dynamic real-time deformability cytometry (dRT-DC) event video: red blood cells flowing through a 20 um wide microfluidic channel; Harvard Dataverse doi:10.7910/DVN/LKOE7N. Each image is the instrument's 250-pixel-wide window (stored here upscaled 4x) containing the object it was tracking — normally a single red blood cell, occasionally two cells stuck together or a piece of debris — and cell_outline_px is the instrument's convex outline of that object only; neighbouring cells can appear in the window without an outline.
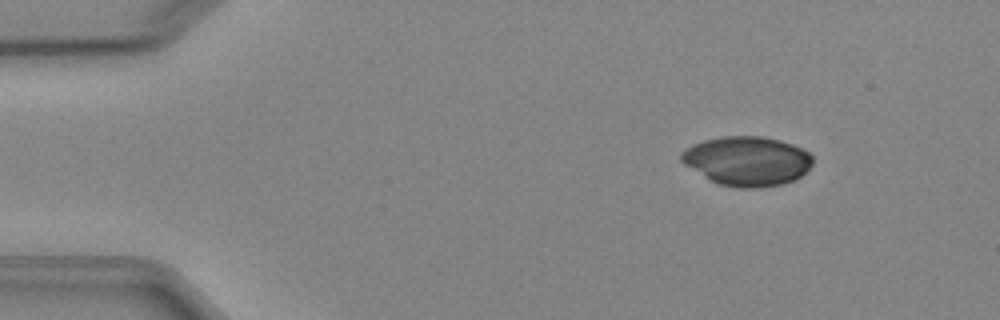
{"species": "Egyptian fruit bat (a non-hibernating species)", "species_latin": "Rousettus aegyptiacus", "temperature_condition": "cold", "stored_images_in_passage": 3, "camera_frame_rate_fps": 3000, "um_per_image_px": 0.085, "animal": {"sex": "female"}, "frame": {"image": 1, "passage_image": 1, "time_ms": 0.0, "image_size_px": [1000, 320], "cell_outline_px": [[812, 164], [800, 176], [792, 180], [780, 184], [760, 188], [740, 188], [720, 184], [708, 180], [684, 164], [680, 160], [680, 152], [684, 148], [692, 144], [704, 140], [720, 136], [760, 136], [780, 140], [792, 144], [808, 152], [812, 156]], "centroid_in_image_um": [63.45, 13.68], "position_along_channel_um": 21.6, "area_um2": 37.86}}